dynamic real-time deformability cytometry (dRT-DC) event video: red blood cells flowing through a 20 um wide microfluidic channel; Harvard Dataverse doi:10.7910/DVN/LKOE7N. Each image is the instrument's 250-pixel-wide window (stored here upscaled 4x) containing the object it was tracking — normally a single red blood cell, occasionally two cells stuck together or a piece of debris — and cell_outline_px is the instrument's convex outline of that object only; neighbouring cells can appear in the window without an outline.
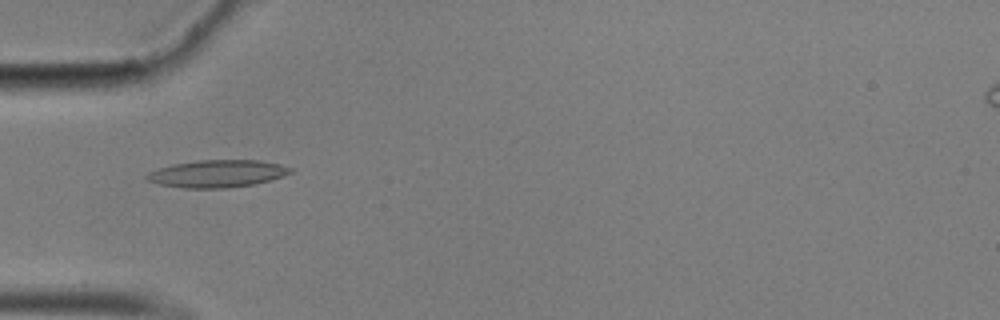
{"species": "common noctule bat (a hibernating species)", "species_latin": "Nyctalus noctula", "temperature_condition": "cold", "stored_images_in_passage": 57, "camera_frame_rate_fps": 3000, "um_per_image_px": 0.085, "animal": {"sex": "male", "body_mass_g": 17.9}, "frame": {"image": 1, "passage_image": 18, "time_ms": 5.667, "image_size_px": [1000, 320], "cell_outline_px": [[292, 172], [256, 184], [228, 188], [184, 188], [160, 184], [148, 180], [144, 176], [148, 172], [172, 164], [196, 160], [260, 160], [280, 164], [292, 168]], "centroid_in_image_um": [18.45, 14.75], "position_along_channel_um": 66.5, "area_um2": 22.83}}
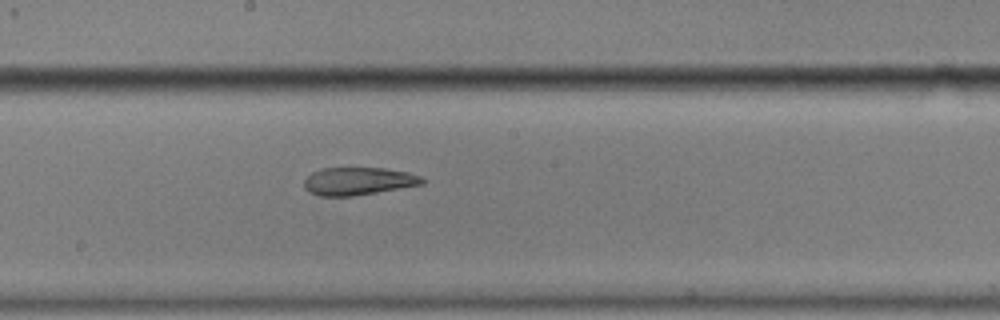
{"frame": {"image": 2, "passage_image": 31, "time_ms": 10.0, "image_size_px": [1000, 320], "cell_outline_px": [[424, 184], [352, 196], [320, 196], [308, 192], [304, 188], [304, 180], [312, 172], [320, 168], [384, 168], [408, 172], [420, 176], [424, 180]], "centroid_in_image_um": [30.42, 15.4], "position_along_channel_um": 217.8, "area_um2": 19.07}}
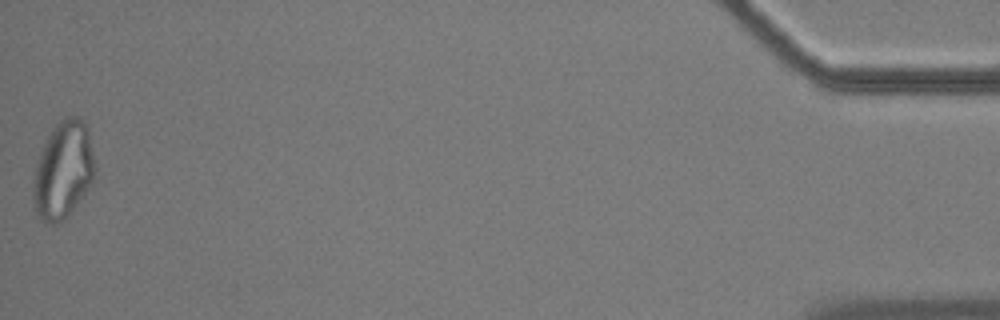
{"frame": {"image": 3, "passage_image": 57, "time_ms": 18.667, "image_size_px": [1000, 320], "cell_outline_px": [[96, 168], [92, 180], [88, 188], [68, 212], [56, 224], [52, 224], [40, 220], [32, 204], [32, 180], [36, 164], [44, 144], [52, 128], [64, 116], [76, 116], [84, 124], [88, 132]], "centroid_in_image_um": [5.32, 14.45], "position_along_channel_um": 429.9, "area_um2": 34.45}, "authors_computed_cell_mechanics": {"area_um2": 21.3282, "velocity_mm_per_s": 3.4959, "shape_relaxation_time_tau1_ms": null, "shape_relaxation_time_tau2_ms": 3.4657, "deformation_change_tau1": null, "deformation_change_tau2": 0.1144}}